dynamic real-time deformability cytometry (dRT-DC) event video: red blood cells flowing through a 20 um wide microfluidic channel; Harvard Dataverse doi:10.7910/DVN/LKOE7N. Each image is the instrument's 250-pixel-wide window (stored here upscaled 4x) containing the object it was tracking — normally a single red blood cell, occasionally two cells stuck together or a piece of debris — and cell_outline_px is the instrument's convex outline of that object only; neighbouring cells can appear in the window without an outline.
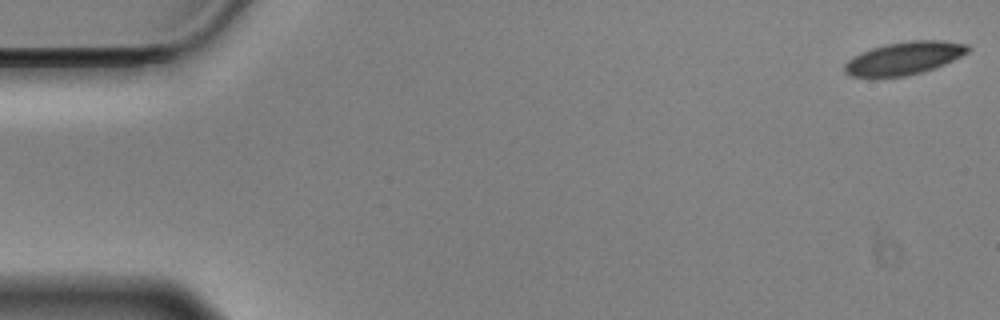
{"species": "Egyptian fruit bat (a non-hibernating species)", "species_latin": "Rousettus aegyptiacus", "temperature_condition": "cold", "stored_images_in_passage": 57, "camera_frame_rate_fps": 3000, "um_per_image_px": 0.085, "animal": {"sex": "male"}, "frame": {"image": 1, "passage_image": 1, "time_ms": 0.0, "image_size_px": [1000, 320], "cell_outline_px": [[972, 48], [968, 52], [944, 64], [920, 72], [904, 76], [852, 76], [844, 72], [844, 64], [852, 56], [860, 52], [884, 44], [908, 40], [940, 40], [968, 44]], "centroid_in_image_um": [76.85, 4.92], "position_along_channel_um": 8.2, "area_um2": 23.41}}
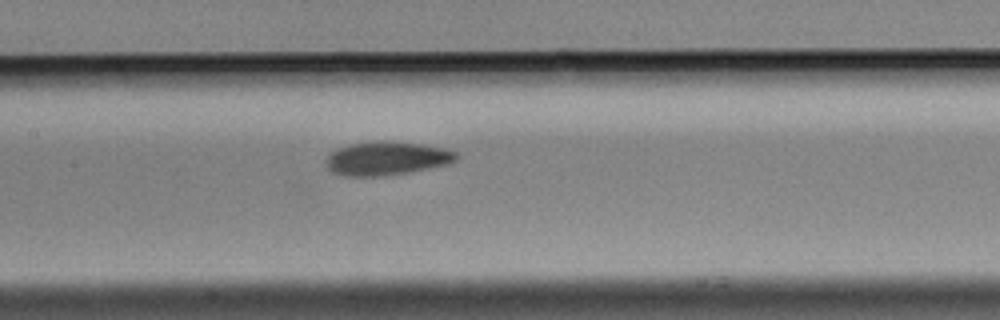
{"frame": {"image": 2, "passage_image": 27, "time_ms": 8.667, "image_size_px": [1000, 320], "cell_outline_px": [[460, 156], [452, 164], [412, 172], [384, 176], [344, 176], [332, 172], [328, 168], [324, 160], [336, 148], [348, 144], [372, 140], [388, 140], [420, 144], [444, 148], [456, 152]], "centroid_in_image_um": [32.89, 13.46], "position_along_channel_um": 174.5, "area_um2": 26.18}}
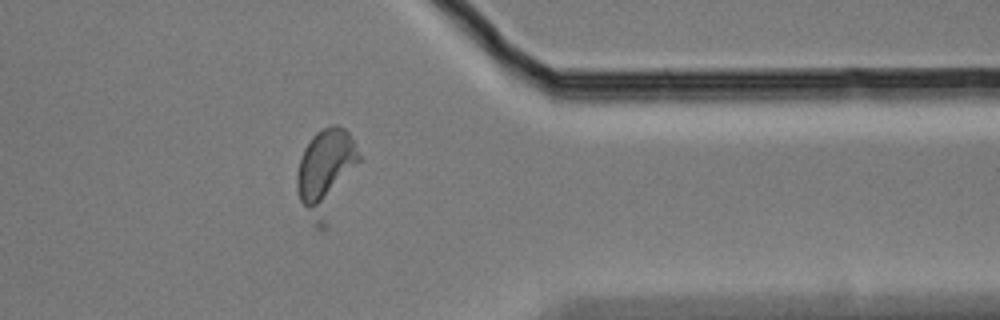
{"frame": {"image": 3, "passage_image": 46, "time_ms": 15.0, "image_size_px": [1000, 320], "cell_outline_px": [[360, 160], [328, 224], [320, 232], [316, 228], [300, 200], [296, 188], [296, 176], [300, 156], [304, 148], [312, 136], [316, 132], [332, 124], [336, 124], [344, 128], [348, 132], [360, 156]], "centroid_in_image_um": [27.68, 14.66], "position_along_channel_um": 383.7, "area_um2": 31.39}, "authors_computed_cell_mechanics": {"area_um2": 24.2182, "velocity_mm_per_s": 3.4972, "shape_relaxation_time_tau1_ms": 3.164, "shape_relaxation_time_tau2_ms": 4.2193, "deformation_change_tau1": 0.1194, "deformation_change_tau2": 0.0717}}